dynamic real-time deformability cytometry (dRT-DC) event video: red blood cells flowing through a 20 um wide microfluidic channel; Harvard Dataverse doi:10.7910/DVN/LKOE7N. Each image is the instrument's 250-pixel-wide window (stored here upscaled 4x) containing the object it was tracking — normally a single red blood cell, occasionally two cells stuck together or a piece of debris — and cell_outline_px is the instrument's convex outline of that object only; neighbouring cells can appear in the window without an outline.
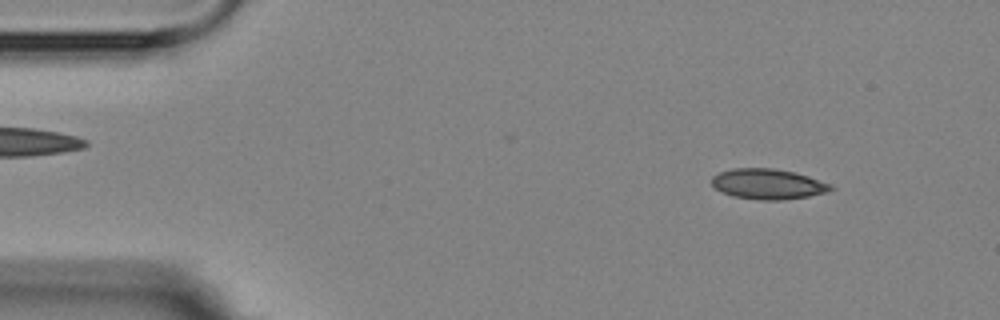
{"species": "Egyptian fruit bat (a non-hibernating species)", "species_latin": "Rousettus aegyptiacus", "temperature_condition": "room temperature", "stored_images_in_passage": 4, "camera_frame_rate_fps": 3000, "um_per_image_px": 0.085, "animal": {"sex": "female"}, "frame": {"image": 1, "passage_image": 1, "time_ms": 0.0, "image_size_px": [1000, 320], "cell_outline_px": [[836, 188], [828, 192], [808, 196], [780, 200], [760, 200], [732, 196], [716, 188], [712, 184], [712, 176], [720, 172], [732, 168], [772, 168], [792, 172], [808, 176], [832, 184]], "centroid_in_image_um": [65.3, 15.64], "position_along_channel_um": 19.7, "area_um2": 20.98}}
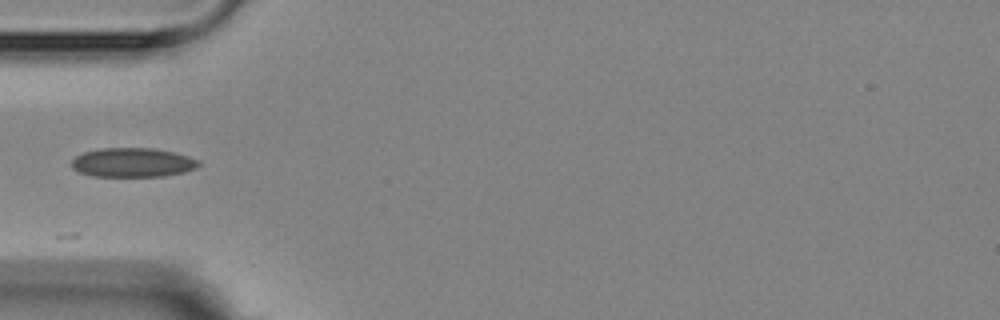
{"frame": {"image": 2, "passage_image": 4, "time_ms": 3.667, "image_size_px": [1000, 320], "cell_outline_px": [[200, 164], [196, 168], [184, 172], [164, 176], [92, 176], [80, 172], [72, 168], [72, 160], [76, 156], [84, 152], [100, 148], [156, 148], [188, 156], [200, 160]], "centroid_in_image_um": [11.29, 13.81], "position_along_channel_um": 73.7, "area_um2": 21.62}}